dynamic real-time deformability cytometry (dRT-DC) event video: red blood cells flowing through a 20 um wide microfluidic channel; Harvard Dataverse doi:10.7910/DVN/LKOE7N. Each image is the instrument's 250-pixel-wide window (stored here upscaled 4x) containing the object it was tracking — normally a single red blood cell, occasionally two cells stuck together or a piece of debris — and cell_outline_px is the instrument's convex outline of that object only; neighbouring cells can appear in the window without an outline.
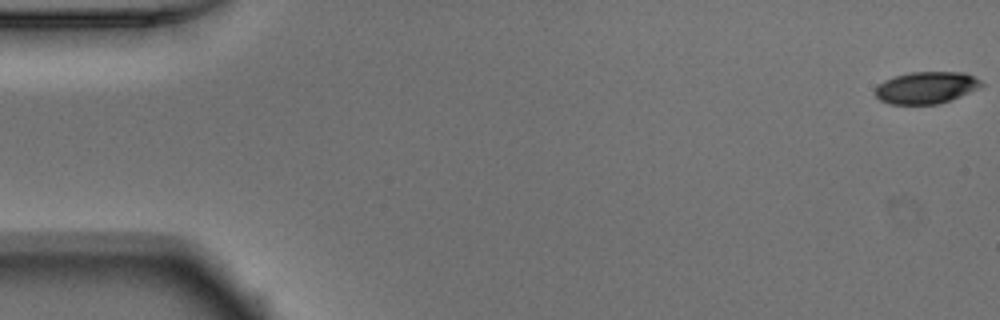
{"species": "Egyptian fruit bat (a non-hibernating species)", "species_latin": "Rousettus aegyptiacus", "temperature_condition": "warm", "stored_images_in_passage": 52, "camera_frame_rate_fps": 3000, "um_per_image_px": 0.085, "animal": {"sex": "male"}, "frame": {"image": 1, "passage_image": 1, "time_ms": 0.0, "image_size_px": [1000, 320], "cell_outline_px": [[984, 84], [960, 96], [936, 104], [888, 104], [880, 100], [872, 92], [884, 80], [892, 76], [908, 72], [964, 72], [980, 80]], "centroid_in_image_um": [78.65, 7.44], "position_along_channel_um": 6.3, "area_um2": 19.65}}
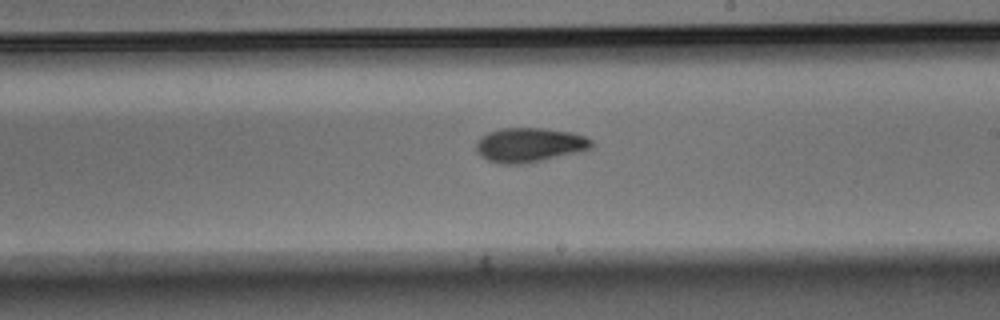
{"frame": {"image": 2, "passage_image": 30, "time_ms": 9.667, "image_size_px": [1000, 320], "cell_outline_px": [[592, 148], [580, 152], [528, 164], [500, 164], [488, 160], [480, 156], [476, 152], [476, 140], [480, 136], [488, 132], [500, 128], [544, 128], [572, 132], [584, 136], [592, 140]], "centroid_in_image_um": [44.99, 12.33], "position_along_channel_um": 244.0, "area_um2": 23.58}}
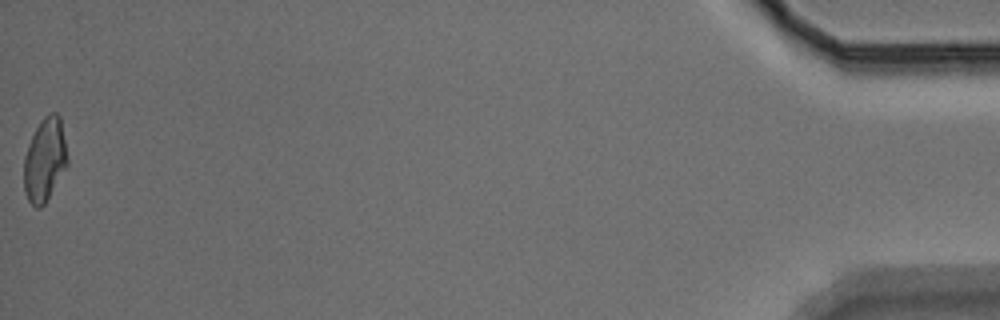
{"frame": {"image": 3, "passage_image": 52, "time_ms": 17.0, "image_size_px": [1000, 320], "cell_outline_px": [[68, 164], [44, 204], [40, 208], [36, 208], [28, 200], [24, 192], [24, 156], [28, 144], [40, 120], [44, 116], [52, 112], [56, 112], [60, 116], [68, 160]], "centroid_in_image_um": [3.79, 13.57], "position_along_channel_um": 431.4, "area_um2": 21.04}, "authors_computed_cell_mechanics": {"area_um2": 21.5883, "velocity_mm_per_s": 3.9253, "shape_relaxation_time_tau1_ms": 3.0756, "shape_relaxation_time_tau2_ms": 8.7697, "deformation_change_tau1": 0.1281, "deformation_change_tau2": 0.1537}}